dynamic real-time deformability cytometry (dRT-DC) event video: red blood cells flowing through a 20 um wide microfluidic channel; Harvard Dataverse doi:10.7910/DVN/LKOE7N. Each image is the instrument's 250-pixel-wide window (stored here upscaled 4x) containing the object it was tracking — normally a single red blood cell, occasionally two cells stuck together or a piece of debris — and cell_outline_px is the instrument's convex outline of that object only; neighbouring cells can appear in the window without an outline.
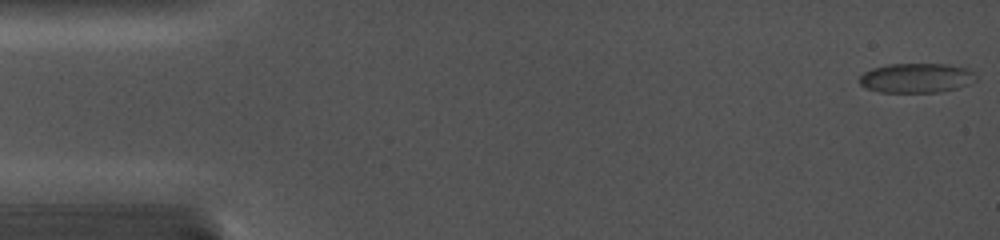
{"species": "common noctule bat (a hibernating species)", "species_latin": "Nyctalus noctula", "temperature_condition": "cold", "stored_images_in_passage": 57, "camera_frame_rate_fps": 5000, "um_per_image_px": 0.085, "animal": {"sex": "female", "body_mass_g": 19.0, "forearm_length_mm": 56.7}, "frame": {"image": 1, "passage_image": 1, "time_ms": 0.0, "image_size_px": [1000, 240], "cell_outline_px": [[976, 80], [968, 84], [956, 88], [940, 92], [880, 92], [864, 88], [860, 84], [860, 76], [864, 72], [872, 68], [888, 64], [948, 64], [968, 68], [976, 72]], "centroid_in_image_um": [77.91, 6.62], "position_along_channel_um": 7.1, "area_um2": 20.23}}
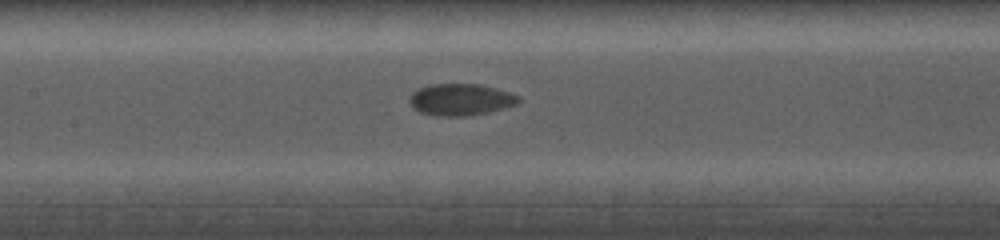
{"frame": {"image": 2, "passage_image": 24, "time_ms": 8.0, "image_size_px": [1000, 240], "cell_outline_px": [[520, 100], [516, 104], [504, 108], [488, 112], [468, 116], [440, 116], [420, 112], [412, 108], [408, 100], [412, 92], [416, 88], [428, 84], [480, 84], [496, 88], [520, 96]], "centroid_in_image_um": [39.11, 8.46], "position_along_channel_um": 168.3, "area_um2": 20.35}}
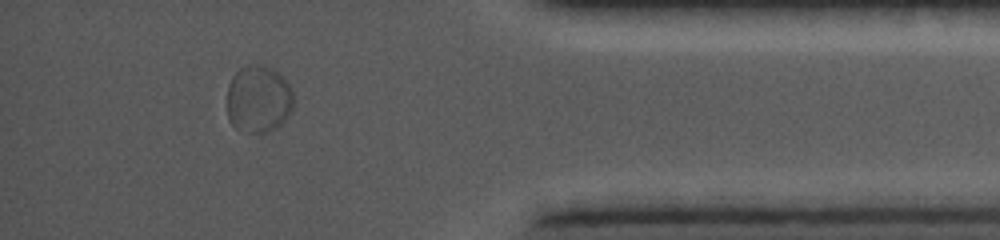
{"frame": {"image": 3, "passage_image": 49, "time_ms": 15.0, "image_size_px": [1000, 240], "cell_outline_px": [[292, 112], [276, 128], [268, 132], [240, 132], [228, 120], [228, 84], [232, 76], [240, 68], [256, 64], [272, 68], [284, 76], [292, 92]], "centroid_in_image_um": [21.96, 8.43], "position_along_channel_um": 413.2, "area_um2": 26.18}}